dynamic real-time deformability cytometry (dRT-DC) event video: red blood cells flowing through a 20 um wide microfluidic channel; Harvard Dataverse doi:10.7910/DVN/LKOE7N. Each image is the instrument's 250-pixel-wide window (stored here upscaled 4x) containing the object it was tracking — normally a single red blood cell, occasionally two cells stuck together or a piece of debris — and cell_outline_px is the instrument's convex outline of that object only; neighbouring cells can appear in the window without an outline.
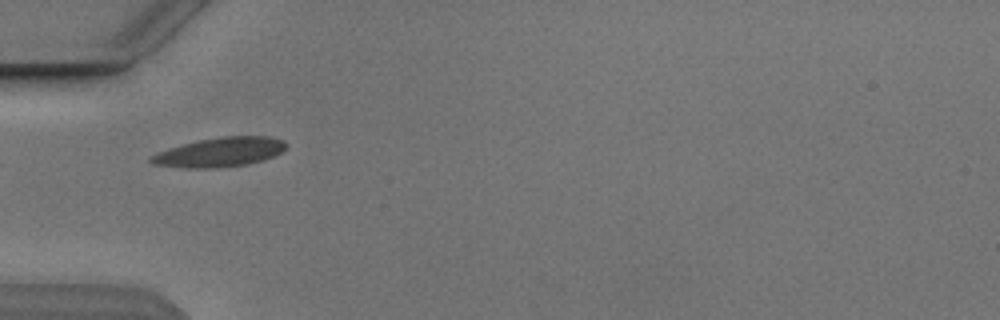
{"species": "Egyptian fruit bat (a non-hibernating species)", "species_latin": "Rousettus aegyptiacus", "temperature_condition": "cold", "stored_images_in_passage": 6, "camera_frame_rate_fps": 3000, "um_per_image_px": 0.085, "animal": {"sex": "male"}, "frame": {"image": 1, "passage_image": 5, "time_ms": 5.333, "image_size_px": [1000, 320], "cell_outline_px": [[288, 144], [280, 152], [264, 160], [248, 164], [216, 168], [184, 168], [152, 164], [148, 160], [148, 156], [156, 152], [184, 144], [200, 140], [224, 136], [268, 136], [284, 140]], "centroid_in_image_um": [18.66, 12.94], "position_along_channel_um": 66.3, "area_um2": 23.12}}
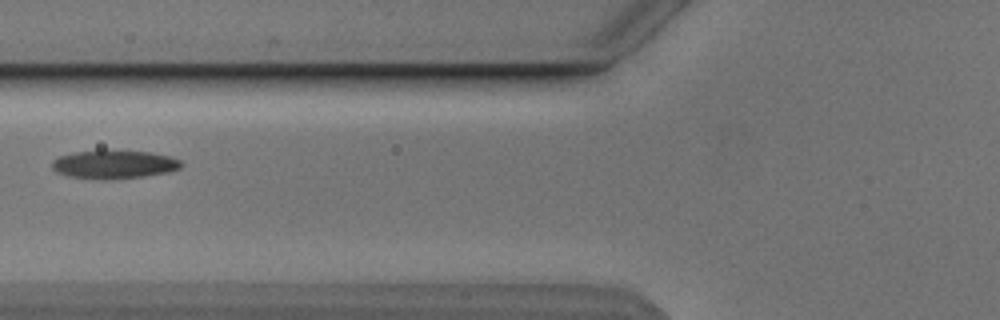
{"frame": {"image": 2, "passage_image": 6, "time_ms": 6.667, "image_size_px": [1000, 320], "cell_outline_px": [[184, 164], [180, 168], [168, 172], [144, 176], [68, 176], [56, 172], [52, 168], [52, 160], [60, 156], [72, 152], [100, 148], [104, 148], [148, 152], [172, 156], [180, 160]], "centroid_in_image_um": [9.72, 13.88], "position_along_channel_um": 116.1, "area_um2": 21.04}}